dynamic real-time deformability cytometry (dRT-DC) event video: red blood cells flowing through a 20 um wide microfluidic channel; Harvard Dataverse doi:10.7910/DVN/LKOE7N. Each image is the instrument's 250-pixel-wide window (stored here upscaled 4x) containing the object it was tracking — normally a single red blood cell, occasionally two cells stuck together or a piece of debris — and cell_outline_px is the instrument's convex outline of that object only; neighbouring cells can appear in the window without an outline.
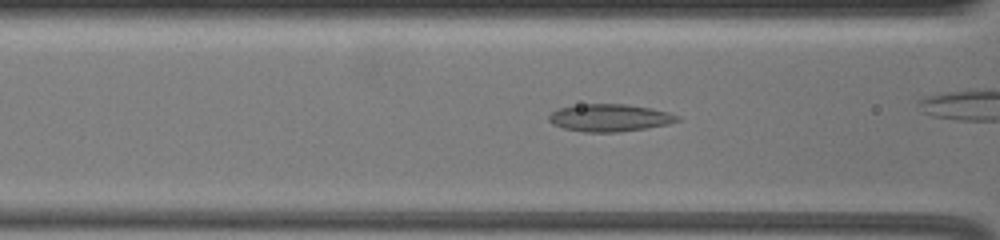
{"species": "common noctule bat (a hibernating species)", "species_latin": "Nyctalus noctula", "temperature_condition": "warm", "stored_images_in_passage": 34, "camera_frame_rate_fps": 3000, "um_per_image_px": 0.085, "animal": {"sex": "female", "body_mass_g": 19.5, "forearm_length_mm": 54.1}, "frame": {"image": 1, "passage_image": 10, "time_ms": 3.0, "image_size_px": [1000, 240], "cell_outline_px": [[680, 120], [668, 124], [644, 128], [616, 132], [584, 132], [564, 128], [552, 124], [548, 120], [548, 116], [556, 108], [580, 104], [628, 104], [652, 108], [668, 112], [680, 116]], "centroid_in_image_um": [51.8, 10.0], "position_along_channel_um": 114.8, "area_um2": 20.58}}
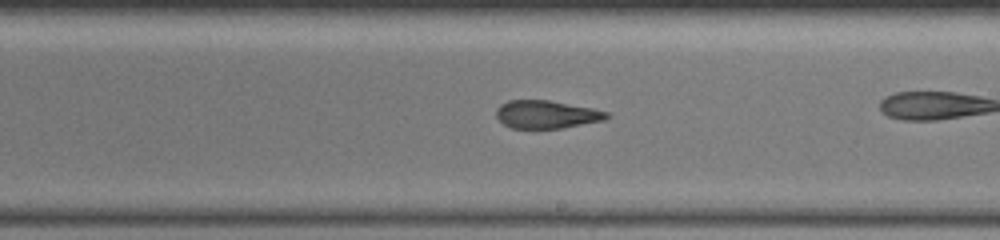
{"frame": {"image": 2, "passage_image": 21, "time_ms": 6.667, "image_size_px": [1000, 240], "cell_outline_px": [[612, 116], [604, 120], [560, 128], [512, 128], [504, 124], [496, 116], [496, 108], [500, 104], [508, 100], [548, 100], [592, 108], [608, 112]], "centroid_in_image_um": [46.44, 9.72], "position_along_channel_um": 242.6, "area_um2": 17.92}}
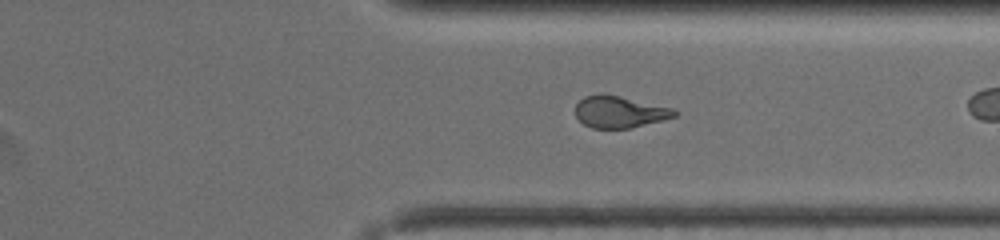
{"frame": {"image": 3, "passage_image": 31, "time_ms": 10.0, "image_size_px": [1000, 240], "cell_outline_px": [[680, 112], [676, 116], [632, 128], [592, 128], [584, 124], [576, 116], [576, 104], [584, 96], [600, 92], [620, 96], [672, 108]], "centroid_in_image_um": [52.65, 9.5], "position_along_channel_um": 358.8, "area_um2": 18.38}}